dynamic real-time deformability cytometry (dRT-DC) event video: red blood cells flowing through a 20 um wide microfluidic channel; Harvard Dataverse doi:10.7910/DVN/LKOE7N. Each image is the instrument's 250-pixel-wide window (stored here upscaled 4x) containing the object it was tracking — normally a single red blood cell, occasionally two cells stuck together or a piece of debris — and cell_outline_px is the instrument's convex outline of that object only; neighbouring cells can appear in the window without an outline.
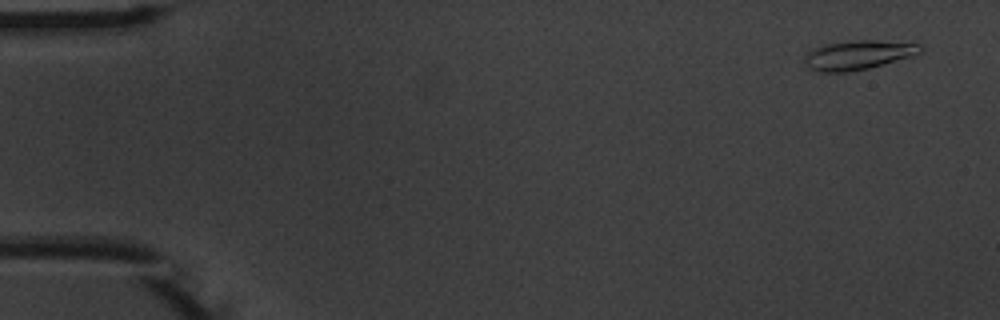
{"species": "common noctule bat (a hibernating species)", "species_latin": "Nyctalus noctula", "temperature_condition": "warm", "stored_images_in_passage": 4, "camera_frame_rate_fps": 3000, "um_per_image_px": 0.085, "animal": {"sex": "male", "body_mass_g": 20.1, "forearm_length_mm": 53.5}, "frame": {"image": 1, "passage_image": 1, "time_ms": 0.0, "image_size_px": [1000, 320], "cell_outline_px": [[920, 52], [912, 56], [868, 68], [848, 72], [816, 72], [808, 68], [804, 60], [808, 52], [812, 48], [828, 44], [856, 40], [876, 40], [920, 44]], "centroid_in_image_um": [72.89, 4.68], "position_along_channel_um": 12.1, "area_um2": 19.48}}